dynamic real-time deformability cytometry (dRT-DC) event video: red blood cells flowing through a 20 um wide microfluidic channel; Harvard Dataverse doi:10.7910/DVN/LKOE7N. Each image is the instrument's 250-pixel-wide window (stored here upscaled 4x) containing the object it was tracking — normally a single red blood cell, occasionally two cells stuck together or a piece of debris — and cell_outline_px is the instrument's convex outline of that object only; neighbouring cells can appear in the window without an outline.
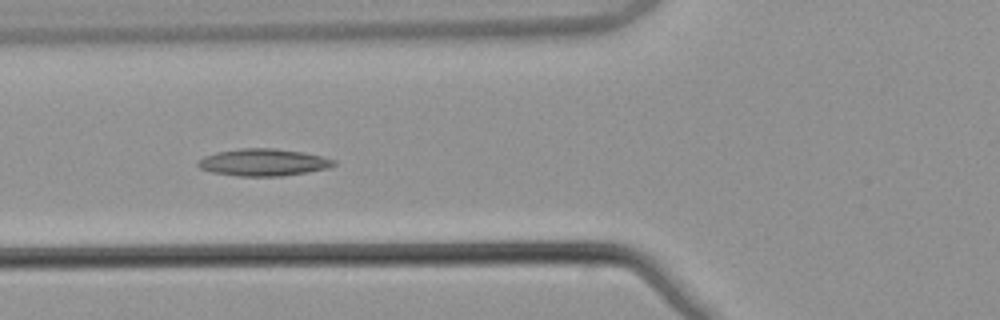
{"species": "common noctule bat (a hibernating species)", "species_latin": "Nyctalus noctula", "temperature_condition": "warm", "stored_images_in_passage": 6, "camera_frame_rate_fps": 3000, "um_per_image_px": 0.085, "animal": {"sex": "male", "body_mass_g": 21.5, "forearm_length_mm": 52.0}, "frame": {"image": 1, "passage_image": 4, "time_ms": 1.0, "image_size_px": [1000, 320], "cell_outline_px": [[336, 164], [328, 168], [308, 172], [284, 176], [236, 176], [212, 172], [200, 168], [196, 164], [204, 156], [216, 152], [240, 148], [272, 148], [300, 152], [320, 156], [336, 160]], "centroid_in_image_um": [22.37, 13.8], "position_along_channel_um": 103.4, "area_um2": 21.39}}
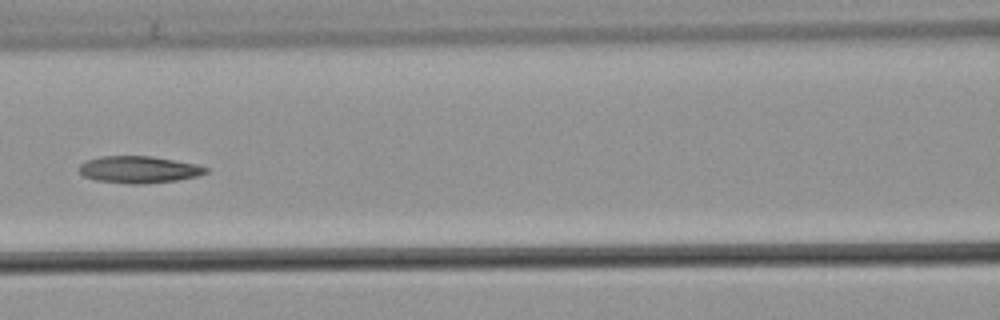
{"frame": {"image": 2, "passage_image": 5, "time_ms": 1.333, "image_size_px": [1000, 320], "cell_outline_px": [[208, 172], [200, 176], [176, 180], [140, 184], [128, 184], [96, 180], [84, 176], [80, 172], [80, 164], [88, 160], [100, 156], [152, 156], [196, 164], [208, 168]], "centroid_in_image_um": [11.82, 14.41], "position_along_channel_um": 154.8, "area_um2": 19.83}}